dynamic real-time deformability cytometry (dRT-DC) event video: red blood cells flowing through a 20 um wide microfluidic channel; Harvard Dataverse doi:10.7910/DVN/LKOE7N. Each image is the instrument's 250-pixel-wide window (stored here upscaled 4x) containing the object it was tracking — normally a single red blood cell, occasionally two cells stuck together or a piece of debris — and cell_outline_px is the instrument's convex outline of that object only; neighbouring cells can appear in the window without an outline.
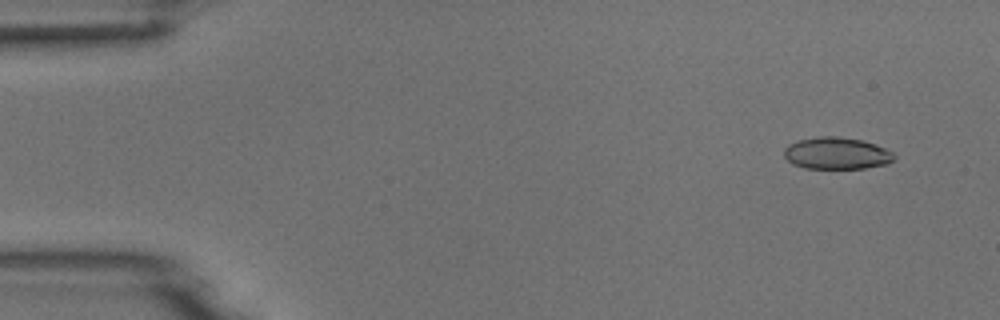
{"species": "common noctule bat (a hibernating species)", "species_latin": "Nyctalus noctula", "temperature_condition": "room temperature", "stored_images_in_passage": 4, "camera_frame_rate_fps": 3000, "um_per_image_px": 0.085, "animal": {"sex": "male", "body_mass_g": 18.8}, "frame": {"image": 1, "passage_image": 1, "time_ms": 0.0, "image_size_px": [1000, 320], "cell_outline_px": [[896, 156], [888, 164], [864, 168], [804, 168], [792, 164], [784, 156], [784, 148], [788, 144], [800, 140], [820, 136], [836, 136], [860, 140], [876, 144], [892, 152]], "centroid_in_image_um": [71.1, 13.03], "position_along_channel_um": 13.9, "area_um2": 20.4}}
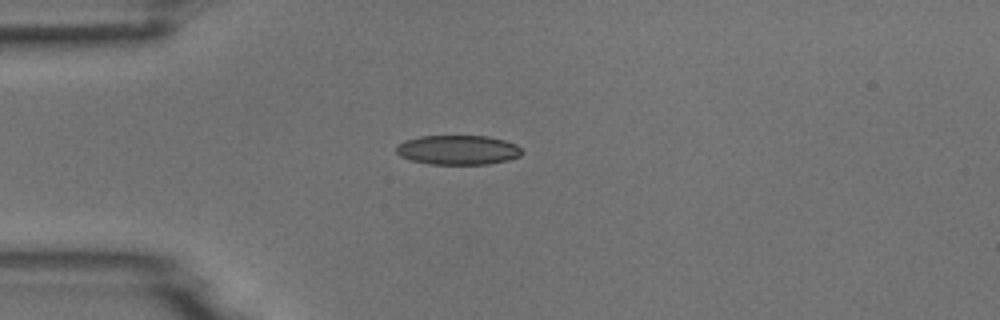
{"frame": {"image": 2, "passage_image": 4, "time_ms": 1.0, "image_size_px": [1000, 320], "cell_outline_px": [[524, 152], [520, 156], [508, 160], [488, 164], [428, 164], [412, 160], [400, 156], [396, 152], [396, 148], [404, 140], [420, 136], [488, 136], [504, 140], [516, 144]], "centroid_in_image_um": [38.94, 12.74], "position_along_channel_um": 46.1, "area_um2": 21.62}}